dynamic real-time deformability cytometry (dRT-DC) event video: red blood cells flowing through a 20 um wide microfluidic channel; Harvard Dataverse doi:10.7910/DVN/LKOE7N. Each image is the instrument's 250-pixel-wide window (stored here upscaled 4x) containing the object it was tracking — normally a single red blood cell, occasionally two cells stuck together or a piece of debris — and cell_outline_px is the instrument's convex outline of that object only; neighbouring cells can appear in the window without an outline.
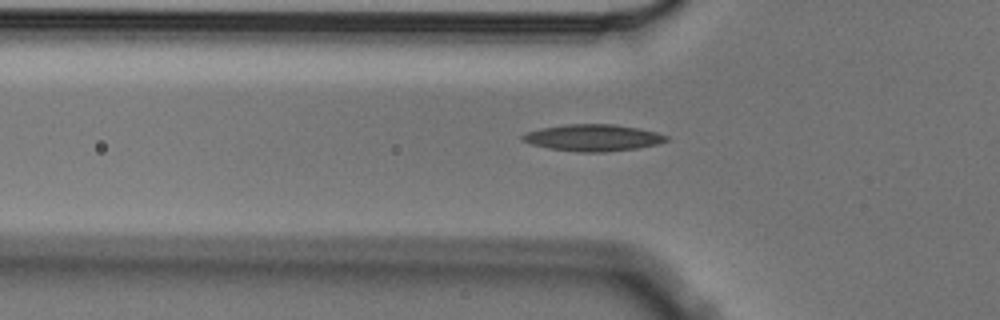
{"species": "Egyptian fruit bat (a non-hibernating species)", "species_latin": "Rousettus aegyptiacus", "temperature_condition": "cold", "stored_images_in_passage": 5, "camera_frame_rate_fps": 3000, "um_per_image_px": 0.085, "animal": {"sex": "male"}, "frame": {"image": 1, "passage_image": 5, "time_ms": 1.333, "image_size_px": [1000, 320], "cell_outline_px": [[668, 140], [656, 144], [636, 148], [604, 152], [576, 152], [548, 148], [532, 144], [520, 140], [520, 136], [524, 132], [540, 128], [568, 124], [612, 124], [640, 128], [656, 132], [668, 136]], "centroid_in_image_um": [50.35, 11.7], "position_along_channel_um": 75.5, "area_um2": 22.43}}